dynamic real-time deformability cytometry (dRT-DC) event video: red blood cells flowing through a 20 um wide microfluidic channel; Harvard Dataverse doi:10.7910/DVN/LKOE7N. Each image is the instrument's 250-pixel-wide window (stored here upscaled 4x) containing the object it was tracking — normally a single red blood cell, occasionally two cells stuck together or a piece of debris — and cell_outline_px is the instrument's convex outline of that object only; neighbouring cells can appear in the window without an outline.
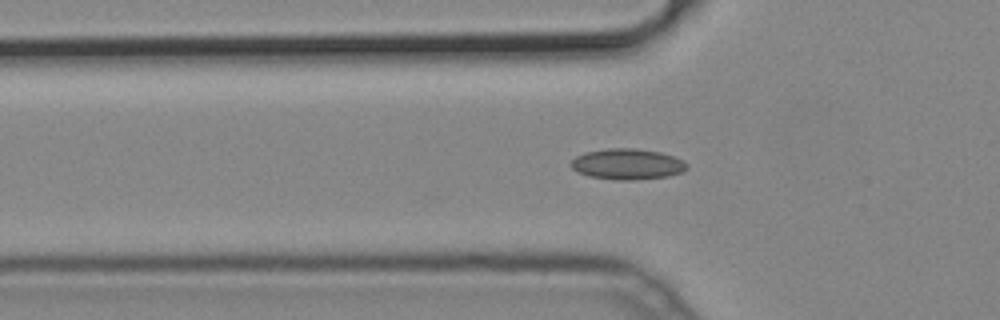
{"species": "common noctule bat (a hibernating species)", "species_latin": "Nyctalus noctula", "temperature_condition": "cold", "stored_images_in_passage": 31, "camera_frame_rate_fps": 3000, "um_per_image_px": 0.085, "animal": {"sex": "male", "body_mass_g": 19.2, "forearm_length_mm": 51.8}, "frame": {"image": 1, "passage_image": 3, "time_ms": 0.667, "image_size_px": [1000, 320], "cell_outline_px": [[688, 168], [684, 172], [668, 176], [632, 180], [616, 180], [588, 176], [576, 172], [572, 168], [572, 160], [576, 156], [584, 152], [608, 148], [636, 148], [660, 152], [684, 160], [688, 164]], "centroid_in_image_um": [53.34, 13.95], "position_along_channel_um": 72.5, "area_um2": 20.98}}
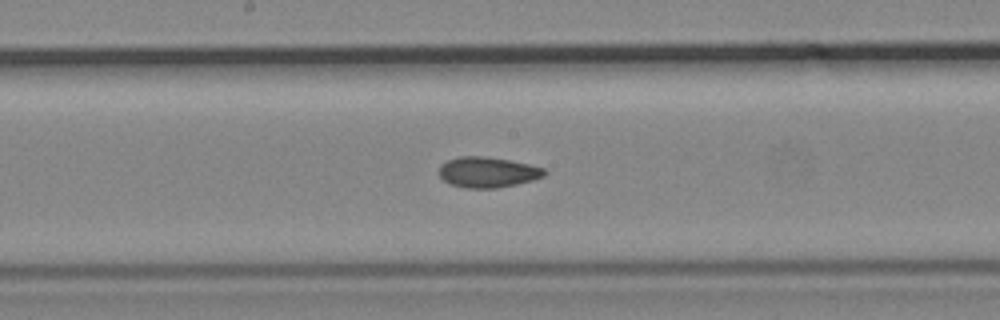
{"frame": {"image": 2, "passage_image": 13, "time_ms": 4.0, "image_size_px": [1000, 320], "cell_outline_px": [[548, 172], [544, 176], [532, 180], [516, 184], [496, 188], [468, 188], [452, 184], [444, 180], [440, 176], [440, 164], [456, 156], [484, 156], [508, 160], [528, 164], [544, 168]], "centroid_in_image_um": [41.45, 14.63], "position_along_channel_um": 206.7, "area_um2": 18.61}}
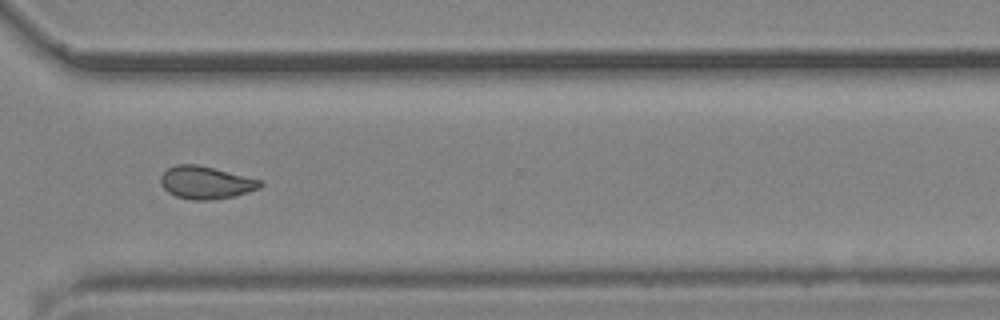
{"frame": {"image": 3, "passage_image": 24, "time_ms": 7.667, "image_size_px": [1000, 320], "cell_outline_px": [[264, 184], [260, 188], [236, 196], [212, 200], [192, 200], [176, 196], [168, 192], [160, 184], [160, 176], [168, 168], [176, 164], [196, 164], [260, 180]], "centroid_in_image_um": [17.47, 15.53], "position_along_channel_um": 353.1, "area_um2": 18.84}}